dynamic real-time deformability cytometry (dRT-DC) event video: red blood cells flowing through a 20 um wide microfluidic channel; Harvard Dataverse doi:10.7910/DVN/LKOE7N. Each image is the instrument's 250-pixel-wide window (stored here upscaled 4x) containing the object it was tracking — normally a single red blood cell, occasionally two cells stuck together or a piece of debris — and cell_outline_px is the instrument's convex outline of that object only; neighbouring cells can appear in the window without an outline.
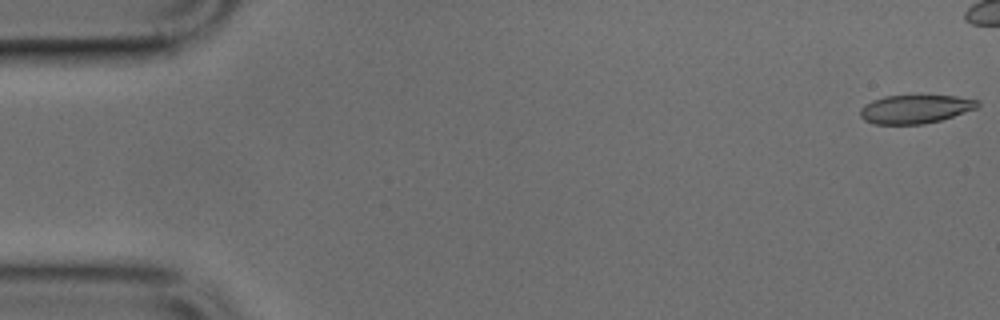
{"species": "common noctule bat (a hibernating species)", "species_latin": "Nyctalus noctula", "temperature_condition": "cold", "stored_images_in_passage": 40, "camera_frame_rate_fps": 3000, "um_per_image_px": 0.085, "animal": {"sex": "male", "body_mass_g": 17.9, "forearm_length_mm": 54.2}, "frame": {"image": 1, "passage_image": 1, "time_ms": 0.0, "image_size_px": [1000, 320], "cell_outline_px": [[980, 104], [976, 108], [940, 120], [924, 124], [872, 124], [864, 120], [860, 116], [860, 108], [864, 104], [872, 100], [884, 96], [956, 96], [980, 100]], "centroid_in_image_um": [77.76, 9.27], "position_along_channel_um": 7.2, "area_um2": 19.48}}
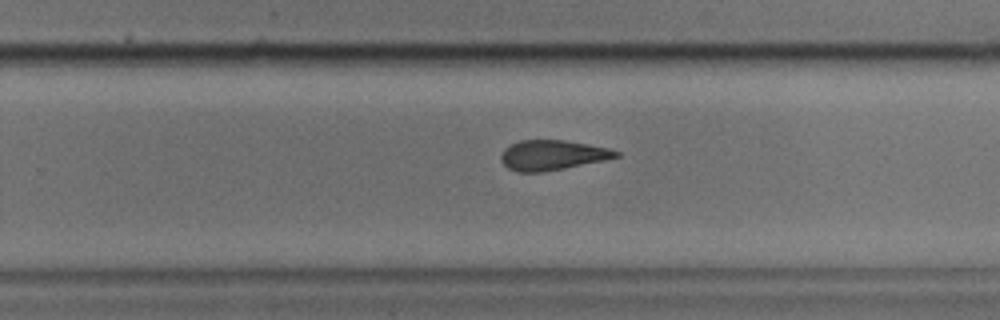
{"frame": {"image": 2, "passage_image": 31, "time_ms": 10.0, "image_size_px": [1000, 320], "cell_outline_px": [[620, 156], [604, 160], [564, 168], [540, 172], [516, 172], [508, 168], [500, 160], [500, 156], [504, 148], [520, 140], [564, 140], [588, 144], [608, 148], [620, 152]], "centroid_in_image_um": [46.92, 13.18], "position_along_channel_um": 282.9, "area_um2": 20.0}}
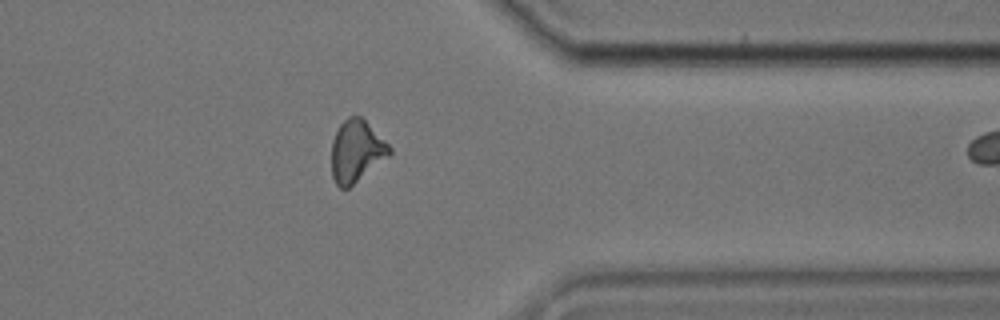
{"frame": {"image": 3, "passage_image": 39, "time_ms": 12.667, "image_size_px": [1000, 320], "cell_outline_px": [[392, 156], [348, 188], [340, 188], [336, 184], [332, 176], [332, 140], [340, 124], [348, 116], [360, 116], [392, 148]], "centroid_in_image_um": [30.31, 12.87], "position_along_channel_um": 381.1, "area_um2": 20.98}}